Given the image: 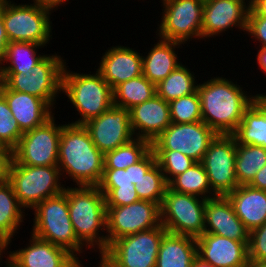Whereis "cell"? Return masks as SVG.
I'll return each mask as SVG.
<instances>
[{
	"mask_svg": "<svg viewBox=\"0 0 266 267\" xmlns=\"http://www.w3.org/2000/svg\"><path fill=\"white\" fill-rule=\"evenodd\" d=\"M243 89L222 76L198 84L202 121L216 134L232 135L255 100V95H248Z\"/></svg>",
	"mask_w": 266,
	"mask_h": 267,
	"instance_id": "6da1fadb",
	"label": "cell"
},
{
	"mask_svg": "<svg viewBox=\"0 0 266 267\" xmlns=\"http://www.w3.org/2000/svg\"><path fill=\"white\" fill-rule=\"evenodd\" d=\"M58 168L62 178L69 177L76 183L75 186H97L100 183L104 170V154L95 146L84 125L70 122L63 124Z\"/></svg>",
	"mask_w": 266,
	"mask_h": 267,
	"instance_id": "7a4b0ae2",
	"label": "cell"
},
{
	"mask_svg": "<svg viewBox=\"0 0 266 267\" xmlns=\"http://www.w3.org/2000/svg\"><path fill=\"white\" fill-rule=\"evenodd\" d=\"M64 193L77 239L102 254L108 247L105 196L98 186H66ZM103 232V233H101ZM106 234V235H104ZM96 247V248H95ZM96 249V250H95Z\"/></svg>",
	"mask_w": 266,
	"mask_h": 267,
	"instance_id": "3957f363",
	"label": "cell"
},
{
	"mask_svg": "<svg viewBox=\"0 0 266 267\" xmlns=\"http://www.w3.org/2000/svg\"><path fill=\"white\" fill-rule=\"evenodd\" d=\"M65 65L62 76V93L78 111L80 118L72 124L84 125L104 113L113 104V89L101 74L72 72Z\"/></svg>",
	"mask_w": 266,
	"mask_h": 267,
	"instance_id": "277c9868",
	"label": "cell"
},
{
	"mask_svg": "<svg viewBox=\"0 0 266 267\" xmlns=\"http://www.w3.org/2000/svg\"><path fill=\"white\" fill-rule=\"evenodd\" d=\"M32 211H34L32 214L35 217L32 219L34 224L31 234L65 249L79 260L81 253L85 252L84 245L75 235L70 219L67 195L62 192L47 198L38 203Z\"/></svg>",
	"mask_w": 266,
	"mask_h": 267,
	"instance_id": "5b68a950",
	"label": "cell"
},
{
	"mask_svg": "<svg viewBox=\"0 0 266 267\" xmlns=\"http://www.w3.org/2000/svg\"><path fill=\"white\" fill-rule=\"evenodd\" d=\"M2 19L9 42H30L43 46L52 39L51 9L37 1L15 4L11 0L0 3Z\"/></svg>",
	"mask_w": 266,
	"mask_h": 267,
	"instance_id": "8992f818",
	"label": "cell"
},
{
	"mask_svg": "<svg viewBox=\"0 0 266 267\" xmlns=\"http://www.w3.org/2000/svg\"><path fill=\"white\" fill-rule=\"evenodd\" d=\"M7 180L25 210H32L38 203L61 194L66 188L61 182L64 180L58 166H27L11 160Z\"/></svg>",
	"mask_w": 266,
	"mask_h": 267,
	"instance_id": "52a82bcc",
	"label": "cell"
},
{
	"mask_svg": "<svg viewBox=\"0 0 266 267\" xmlns=\"http://www.w3.org/2000/svg\"><path fill=\"white\" fill-rule=\"evenodd\" d=\"M48 55L46 54L31 69V72L25 75L23 73H0V81L10 90L45 100L53 108L56 97L62 92V76L66 60H63V57L57 53Z\"/></svg>",
	"mask_w": 266,
	"mask_h": 267,
	"instance_id": "ba28073f",
	"label": "cell"
},
{
	"mask_svg": "<svg viewBox=\"0 0 266 267\" xmlns=\"http://www.w3.org/2000/svg\"><path fill=\"white\" fill-rule=\"evenodd\" d=\"M206 199L167 187L160 206L161 224L169 233L200 237L205 230Z\"/></svg>",
	"mask_w": 266,
	"mask_h": 267,
	"instance_id": "9c48e42d",
	"label": "cell"
},
{
	"mask_svg": "<svg viewBox=\"0 0 266 267\" xmlns=\"http://www.w3.org/2000/svg\"><path fill=\"white\" fill-rule=\"evenodd\" d=\"M162 224L155 228L127 235L109 244L102 255L114 267H156L163 235Z\"/></svg>",
	"mask_w": 266,
	"mask_h": 267,
	"instance_id": "30bf717a",
	"label": "cell"
},
{
	"mask_svg": "<svg viewBox=\"0 0 266 267\" xmlns=\"http://www.w3.org/2000/svg\"><path fill=\"white\" fill-rule=\"evenodd\" d=\"M162 18L156 36L187 44L192 38L202 39L204 0H161Z\"/></svg>",
	"mask_w": 266,
	"mask_h": 267,
	"instance_id": "8fae6325",
	"label": "cell"
},
{
	"mask_svg": "<svg viewBox=\"0 0 266 267\" xmlns=\"http://www.w3.org/2000/svg\"><path fill=\"white\" fill-rule=\"evenodd\" d=\"M62 127L53 116L42 126L23 133L12 150V160L27 166H58Z\"/></svg>",
	"mask_w": 266,
	"mask_h": 267,
	"instance_id": "7c38bea8",
	"label": "cell"
},
{
	"mask_svg": "<svg viewBox=\"0 0 266 267\" xmlns=\"http://www.w3.org/2000/svg\"><path fill=\"white\" fill-rule=\"evenodd\" d=\"M235 159V137L217 134L208 145L201 163L207 173L211 190L218 196H226L239 186Z\"/></svg>",
	"mask_w": 266,
	"mask_h": 267,
	"instance_id": "4fadbf2b",
	"label": "cell"
},
{
	"mask_svg": "<svg viewBox=\"0 0 266 267\" xmlns=\"http://www.w3.org/2000/svg\"><path fill=\"white\" fill-rule=\"evenodd\" d=\"M108 245L115 240L161 224L160 206L148 200H138L120 207H106Z\"/></svg>",
	"mask_w": 266,
	"mask_h": 267,
	"instance_id": "5bb4252c",
	"label": "cell"
},
{
	"mask_svg": "<svg viewBox=\"0 0 266 267\" xmlns=\"http://www.w3.org/2000/svg\"><path fill=\"white\" fill-rule=\"evenodd\" d=\"M216 133L203 121L171 123L153 142V150L182 152L196 162H201Z\"/></svg>",
	"mask_w": 266,
	"mask_h": 267,
	"instance_id": "9a60e30c",
	"label": "cell"
},
{
	"mask_svg": "<svg viewBox=\"0 0 266 267\" xmlns=\"http://www.w3.org/2000/svg\"><path fill=\"white\" fill-rule=\"evenodd\" d=\"M84 126L104 155L135 138L130 126L129 110L114 105Z\"/></svg>",
	"mask_w": 266,
	"mask_h": 267,
	"instance_id": "2e32d148",
	"label": "cell"
},
{
	"mask_svg": "<svg viewBox=\"0 0 266 267\" xmlns=\"http://www.w3.org/2000/svg\"><path fill=\"white\" fill-rule=\"evenodd\" d=\"M249 10L248 0H204L202 39L206 41L233 27L246 32Z\"/></svg>",
	"mask_w": 266,
	"mask_h": 267,
	"instance_id": "e0dca14e",
	"label": "cell"
},
{
	"mask_svg": "<svg viewBox=\"0 0 266 267\" xmlns=\"http://www.w3.org/2000/svg\"><path fill=\"white\" fill-rule=\"evenodd\" d=\"M25 248L7 251L6 267H72L78 260L65 249L31 234Z\"/></svg>",
	"mask_w": 266,
	"mask_h": 267,
	"instance_id": "ac0fdd59",
	"label": "cell"
},
{
	"mask_svg": "<svg viewBox=\"0 0 266 267\" xmlns=\"http://www.w3.org/2000/svg\"><path fill=\"white\" fill-rule=\"evenodd\" d=\"M197 256L214 267H246L248 242L203 233L196 238Z\"/></svg>",
	"mask_w": 266,
	"mask_h": 267,
	"instance_id": "d6986e66",
	"label": "cell"
},
{
	"mask_svg": "<svg viewBox=\"0 0 266 267\" xmlns=\"http://www.w3.org/2000/svg\"><path fill=\"white\" fill-rule=\"evenodd\" d=\"M0 94L5 98L12 117L17 121L20 130L25 133L42 126L55 113L45 100L36 96L10 90L0 81Z\"/></svg>",
	"mask_w": 266,
	"mask_h": 267,
	"instance_id": "ffe728a7",
	"label": "cell"
},
{
	"mask_svg": "<svg viewBox=\"0 0 266 267\" xmlns=\"http://www.w3.org/2000/svg\"><path fill=\"white\" fill-rule=\"evenodd\" d=\"M204 233L249 242V231L235 214L227 196L217 195L206 199Z\"/></svg>",
	"mask_w": 266,
	"mask_h": 267,
	"instance_id": "44dd1931",
	"label": "cell"
},
{
	"mask_svg": "<svg viewBox=\"0 0 266 267\" xmlns=\"http://www.w3.org/2000/svg\"><path fill=\"white\" fill-rule=\"evenodd\" d=\"M134 137L151 143L171 124L169 103L157 94L129 110Z\"/></svg>",
	"mask_w": 266,
	"mask_h": 267,
	"instance_id": "7402d4cb",
	"label": "cell"
},
{
	"mask_svg": "<svg viewBox=\"0 0 266 267\" xmlns=\"http://www.w3.org/2000/svg\"><path fill=\"white\" fill-rule=\"evenodd\" d=\"M102 55L96 70L112 89L122 82L143 75L142 54L132 47L112 46Z\"/></svg>",
	"mask_w": 266,
	"mask_h": 267,
	"instance_id": "603a6c76",
	"label": "cell"
},
{
	"mask_svg": "<svg viewBox=\"0 0 266 267\" xmlns=\"http://www.w3.org/2000/svg\"><path fill=\"white\" fill-rule=\"evenodd\" d=\"M226 196L249 232L266 222V191L240 185Z\"/></svg>",
	"mask_w": 266,
	"mask_h": 267,
	"instance_id": "cb8c5ba5",
	"label": "cell"
},
{
	"mask_svg": "<svg viewBox=\"0 0 266 267\" xmlns=\"http://www.w3.org/2000/svg\"><path fill=\"white\" fill-rule=\"evenodd\" d=\"M154 46L142 55L143 75L152 83L157 85L164 80L180 64L175 52L176 48H182V43L158 38Z\"/></svg>",
	"mask_w": 266,
	"mask_h": 267,
	"instance_id": "d4e9b609",
	"label": "cell"
},
{
	"mask_svg": "<svg viewBox=\"0 0 266 267\" xmlns=\"http://www.w3.org/2000/svg\"><path fill=\"white\" fill-rule=\"evenodd\" d=\"M196 257V238L166 232L159 247L156 267H189Z\"/></svg>",
	"mask_w": 266,
	"mask_h": 267,
	"instance_id": "484cf974",
	"label": "cell"
},
{
	"mask_svg": "<svg viewBox=\"0 0 266 267\" xmlns=\"http://www.w3.org/2000/svg\"><path fill=\"white\" fill-rule=\"evenodd\" d=\"M232 135L238 144L266 148V111L255 100Z\"/></svg>",
	"mask_w": 266,
	"mask_h": 267,
	"instance_id": "4316f807",
	"label": "cell"
},
{
	"mask_svg": "<svg viewBox=\"0 0 266 267\" xmlns=\"http://www.w3.org/2000/svg\"><path fill=\"white\" fill-rule=\"evenodd\" d=\"M40 48L44 46L30 42H9L0 73H23L25 75L31 72V69L46 56V54L37 53Z\"/></svg>",
	"mask_w": 266,
	"mask_h": 267,
	"instance_id": "83f0119b",
	"label": "cell"
},
{
	"mask_svg": "<svg viewBox=\"0 0 266 267\" xmlns=\"http://www.w3.org/2000/svg\"><path fill=\"white\" fill-rule=\"evenodd\" d=\"M154 95H156V85L141 75L122 82L113 89V104L130 110Z\"/></svg>",
	"mask_w": 266,
	"mask_h": 267,
	"instance_id": "f1b7e54d",
	"label": "cell"
},
{
	"mask_svg": "<svg viewBox=\"0 0 266 267\" xmlns=\"http://www.w3.org/2000/svg\"><path fill=\"white\" fill-rule=\"evenodd\" d=\"M24 211L16 198L12 184L7 179L0 182V231L11 240L25 220Z\"/></svg>",
	"mask_w": 266,
	"mask_h": 267,
	"instance_id": "f546056e",
	"label": "cell"
},
{
	"mask_svg": "<svg viewBox=\"0 0 266 267\" xmlns=\"http://www.w3.org/2000/svg\"><path fill=\"white\" fill-rule=\"evenodd\" d=\"M168 187L178 193L190 194L203 199L217 196L210 187L209 179L201 162H196L184 173L175 176Z\"/></svg>",
	"mask_w": 266,
	"mask_h": 267,
	"instance_id": "4dcf8cb0",
	"label": "cell"
},
{
	"mask_svg": "<svg viewBox=\"0 0 266 267\" xmlns=\"http://www.w3.org/2000/svg\"><path fill=\"white\" fill-rule=\"evenodd\" d=\"M194 75V72H191L187 66L180 64L156 85V94L169 103L182 96L195 93L198 84Z\"/></svg>",
	"mask_w": 266,
	"mask_h": 267,
	"instance_id": "1f68e13d",
	"label": "cell"
},
{
	"mask_svg": "<svg viewBox=\"0 0 266 267\" xmlns=\"http://www.w3.org/2000/svg\"><path fill=\"white\" fill-rule=\"evenodd\" d=\"M266 165V148L236 142L235 172L238 185H249Z\"/></svg>",
	"mask_w": 266,
	"mask_h": 267,
	"instance_id": "d6a6232c",
	"label": "cell"
},
{
	"mask_svg": "<svg viewBox=\"0 0 266 267\" xmlns=\"http://www.w3.org/2000/svg\"><path fill=\"white\" fill-rule=\"evenodd\" d=\"M151 149L150 141L135 137L104 155V169H126L140 161Z\"/></svg>",
	"mask_w": 266,
	"mask_h": 267,
	"instance_id": "836d02e7",
	"label": "cell"
},
{
	"mask_svg": "<svg viewBox=\"0 0 266 267\" xmlns=\"http://www.w3.org/2000/svg\"><path fill=\"white\" fill-rule=\"evenodd\" d=\"M168 183L156 162L142 178L135 183V190L140 200H148L161 206Z\"/></svg>",
	"mask_w": 266,
	"mask_h": 267,
	"instance_id": "e575fe53",
	"label": "cell"
},
{
	"mask_svg": "<svg viewBox=\"0 0 266 267\" xmlns=\"http://www.w3.org/2000/svg\"><path fill=\"white\" fill-rule=\"evenodd\" d=\"M171 123H194L202 121L198 92L182 96L169 102Z\"/></svg>",
	"mask_w": 266,
	"mask_h": 267,
	"instance_id": "d590c367",
	"label": "cell"
},
{
	"mask_svg": "<svg viewBox=\"0 0 266 267\" xmlns=\"http://www.w3.org/2000/svg\"><path fill=\"white\" fill-rule=\"evenodd\" d=\"M153 151L155 152L157 163L159 164L167 183H169L175 176L184 173L196 163V161L179 151Z\"/></svg>",
	"mask_w": 266,
	"mask_h": 267,
	"instance_id": "8d00e7d4",
	"label": "cell"
},
{
	"mask_svg": "<svg viewBox=\"0 0 266 267\" xmlns=\"http://www.w3.org/2000/svg\"><path fill=\"white\" fill-rule=\"evenodd\" d=\"M23 132L17 121L12 117V112L0 94V145L11 151L18 145Z\"/></svg>",
	"mask_w": 266,
	"mask_h": 267,
	"instance_id": "74e56055",
	"label": "cell"
},
{
	"mask_svg": "<svg viewBox=\"0 0 266 267\" xmlns=\"http://www.w3.org/2000/svg\"><path fill=\"white\" fill-rule=\"evenodd\" d=\"M98 188L105 196L106 207H120L140 200L135 190V185L98 186Z\"/></svg>",
	"mask_w": 266,
	"mask_h": 267,
	"instance_id": "f35d334b",
	"label": "cell"
},
{
	"mask_svg": "<svg viewBox=\"0 0 266 267\" xmlns=\"http://www.w3.org/2000/svg\"><path fill=\"white\" fill-rule=\"evenodd\" d=\"M248 258L254 261H266V222L249 232Z\"/></svg>",
	"mask_w": 266,
	"mask_h": 267,
	"instance_id": "ab89813d",
	"label": "cell"
},
{
	"mask_svg": "<svg viewBox=\"0 0 266 267\" xmlns=\"http://www.w3.org/2000/svg\"><path fill=\"white\" fill-rule=\"evenodd\" d=\"M246 34L260 43V48H266V16L258 15L252 8L249 10Z\"/></svg>",
	"mask_w": 266,
	"mask_h": 267,
	"instance_id": "60d3db41",
	"label": "cell"
},
{
	"mask_svg": "<svg viewBox=\"0 0 266 267\" xmlns=\"http://www.w3.org/2000/svg\"><path fill=\"white\" fill-rule=\"evenodd\" d=\"M129 167L126 169H104L100 183L97 186H131Z\"/></svg>",
	"mask_w": 266,
	"mask_h": 267,
	"instance_id": "b9f144b4",
	"label": "cell"
},
{
	"mask_svg": "<svg viewBox=\"0 0 266 267\" xmlns=\"http://www.w3.org/2000/svg\"><path fill=\"white\" fill-rule=\"evenodd\" d=\"M156 162L155 152L151 149L140 161L129 166L130 181L135 185Z\"/></svg>",
	"mask_w": 266,
	"mask_h": 267,
	"instance_id": "7bdbcfd3",
	"label": "cell"
},
{
	"mask_svg": "<svg viewBox=\"0 0 266 267\" xmlns=\"http://www.w3.org/2000/svg\"><path fill=\"white\" fill-rule=\"evenodd\" d=\"M11 160L12 151L6 147H0V182L7 179Z\"/></svg>",
	"mask_w": 266,
	"mask_h": 267,
	"instance_id": "ee69618b",
	"label": "cell"
},
{
	"mask_svg": "<svg viewBox=\"0 0 266 267\" xmlns=\"http://www.w3.org/2000/svg\"><path fill=\"white\" fill-rule=\"evenodd\" d=\"M8 43L9 40L5 31L4 22L2 19V12L0 10V70L2 69L4 64L5 53Z\"/></svg>",
	"mask_w": 266,
	"mask_h": 267,
	"instance_id": "f6af8a7d",
	"label": "cell"
},
{
	"mask_svg": "<svg viewBox=\"0 0 266 267\" xmlns=\"http://www.w3.org/2000/svg\"><path fill=\"white\" fill-rule=\"evenodd\" d=\"M249 185L253 188L266 191V165L256 173L255 178Z\"/></svg>",
	"mask_w": 266,
	"mask_h": 267,
	"instance_id": "bcb514c9",
	"label": "cell"
},
{
	"mask_svg": "<svg viewBox=\"0 0 266 267\" xmlns=\"http://www.w3.org/2000/svg\"><path fill=\"white\" fill-rule=\"evenodd\" d=\"M11 242L12 240L6 234L0 231V264L2 262V258L4 257L3 254H6L5 250H9L8 248Z\"/></svg>",
	"mask_w": 266,
	"mask_h": 267,
	"instance_id": "7dc6e473",
	"label": "cell"
},
{
	"mask_svg": "<svg viewBox=\"0 0 266 267\" xmlns=\"http://www.w3.org/2000/svg\"><path fill=\"white\" fill-rule=\"evenodd\" d=\"M38 3L42 4L43 6H45L48 9H51L52 12L53 10H58V8L63 4L65 5V2L69 1V0H35Z\"/></svg>",
	"mask_w": 266,
	"mask_h": 267,
	"instance_id": "c3c4849f",
	"label": "cell"
},
{
	"mask_svg": "<svg viewBox=\"0 0 266 267\" xmlns=\"http://www.w3.org/2000/svg\"><path fill=\"white\" fill-rule=\"evenodd\" d=\"M256 59V63L259 65L262 72L266 74V48H259Z\"/></svg>",
	"mask_w": 266,
	"mask_h": 267,
	"instance_id": "681fc988",
	"label": "cell"
},
{
	"mask_svg": "<svg viewBox=\"0 0 266 267\" xmlns=\"http://www.w3.org/2000/svg\"><path fill=\"white\" fill-rule=\"evenodd\" d=\"M252 9L261 16H266V0H259Z\"/></svg>",
	"mask_w": 266,
	"mask_h": 267,
	"instance_id": "f907efd6",
	"label": "cell"
},
{
	"mask_svg": "<svg viewBox=\"0 0 266 267\" xmlns=\"http://www.w3.org/2000/svg\"><path fill=\"white\" fill-rule=\"evenodd\" d=\"M189 267H214V266L210 263L203 261L197 256Z\"/></svg>",
	"mask_w": 266,
	"mask_h": 267,
	"instance_id": "816d5d0a",
	"label": "cell"
},
{
	"mask_svg": "<svg viewBox=\"0 0 266 267\" xmlns=\"http://www.w3.org/2000/svg\"><path fill=\"white\" fill-rule=\"evenodd\" d=\"M255 101L266 111V94H256Z\"/></svg>",
	"mask_w": 266,
	"mask_h": 267,
	"instance_id": "f5cc1de1",
	"label": "cell"
},
{
	"mask_svg": "<svg viewBox=\"0 0 266 267\" xmlns=\"http://www.w3.org/2000/svg\"><path fill=\"white\" fill-rule=\"evenodd\" d=\"M246 267H266V261L249 260Z\"/></svg>",
	"mask_w": 266,
	"mask_h": 267,
	"instance_id": "db71d44e",
	"label": "cell"
},
{
	"mask_svg": "<svg viewBox=\"0 0 266 267\" xmlns=\"http://www.w3.org/2000/svg\"><path fill=\"white\" fill-rule=\"evenodd\" d=\"M98 267H114L102 254L99 256Z\"/></svg>",
	"mask_w": 266,
	"mask_h": 267,
	"instance_id": "11a10c76",
	"label": "cell"
},
{
	"mask_svg": "<svg viewBox=\"0 0 266 267\" xmlns=\"http://www.w3.org/2000/svg\"><path fill=\"white\" fill-rule=\"evenodd\" d=\"M259 0H248L250 8H252Z\"/></svg>",
	"mask_w": 266,
	"mask_h": 267,
	"instance_id": "9f6ffc18",
	"label": "cell"
},
{
	"mask_svg": "<svg viewBox=\"0 0 266 267\" xmlns=\"http://www.w3.org/2000/svg\"><path fill=\"white\" fill-rule=\"evenodd\" d=\"M72 267H84L81 260H78Z\"/></svg>",
	"mask_w": 266,
	"mask_h": 267,
	"instance_id": "6f0895ef",
	"label": "cell"
}]
</instances>
